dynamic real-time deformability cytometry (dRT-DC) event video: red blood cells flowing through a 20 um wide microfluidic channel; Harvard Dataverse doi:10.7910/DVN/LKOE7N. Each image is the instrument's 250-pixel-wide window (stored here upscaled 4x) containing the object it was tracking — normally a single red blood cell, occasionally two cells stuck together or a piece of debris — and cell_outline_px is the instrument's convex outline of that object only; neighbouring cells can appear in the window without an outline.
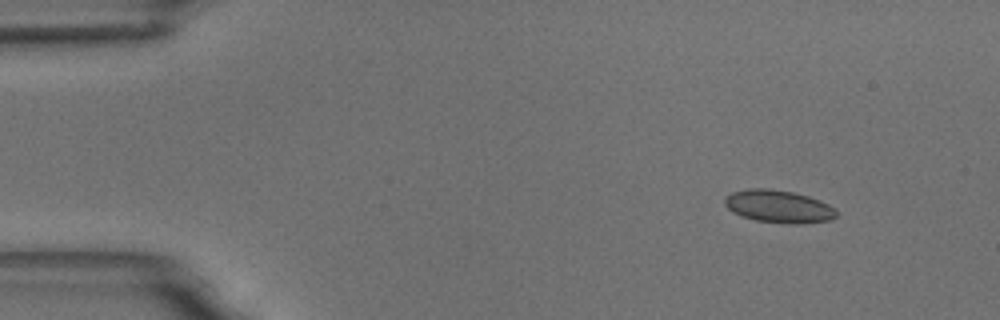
{"species": "common noctule bat (a hibernating species)", "species_latin": "Nyctalus noctula", "temperature_condition": "room temperature", "stored_images_in_passage": 53, "camera_frame_rate_fps": 3000, "um_per_image_px": 0.085, "animal": {"sex": "male", "body_mass_g": 18.8}, "frame": {"image": 1, "passage_image": 1, "time_ms": 0.0, "image_size_px": [1000, 320], "cell_outline_px": [[836, 216], [832, 220], [804, 224], [792, 224], [756, 220], [732, 212], [724, 204], [724, 196], [732, 192], [748, 188], [768, 188], [792, 192], [808, 196], [820, 200], [836, 208]], "centroid_in_image_um": [66.19, 17.54], "position_along_channel_um": 18.8, "area_um2": 21.39}}
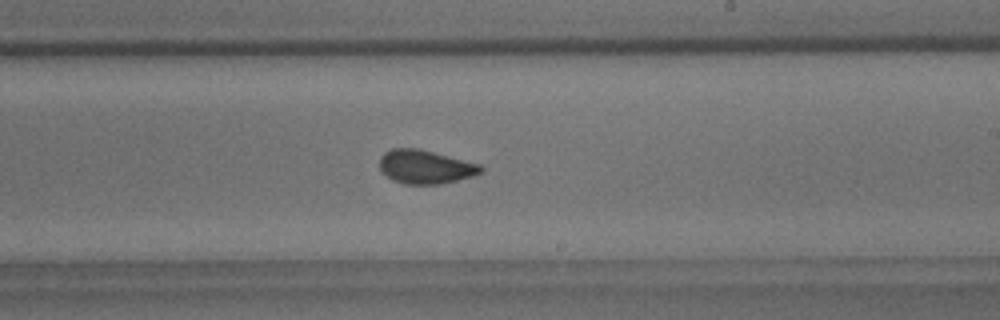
{"frame": {"image": 2, "passage_image": 29, "time_ms": 9.333, "image_size_px": [1000, 320], "cell_outline_px": [[484, 172], [472, 176], [440, 184], [404, 184], [392, 180], [380, 168], [380, 156], [384, 152], [392, 148], [420, 148], [480, 164], [484, 168]], "centroid_in_image_um": [36.17, 14.17], "position_along_channel_um": 252.8, "area_um2": 19.94}}
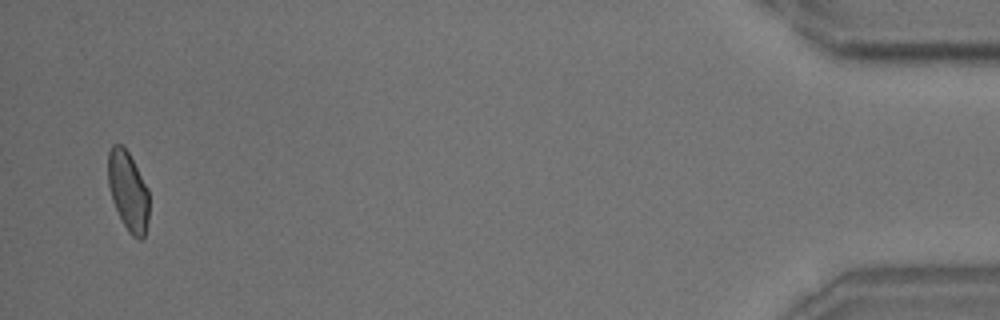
{"frame": {"image": 3, "passage_image": 51, "time_ms": 16.667, "image_size_px": [1000, 320], "cell_outline_px": [[148, 220], [144, 236], [140, 240], [132, 236], [128, 232], [112, 200], [108, 184], [108, 152], [112, 144], [120, 144], [128, 152], [148, 188]], "centroid_in_image_um": [10.88, 16.24], "position_along_channel_um": 424.3, "area_um2": 18.79}, "authors_computed_cell_mechanics": {"area_um2": 19.941, "velocity_mm_per_s": 3.4832, "shape_relaxation_time_tau1_ms": 3.8453, "shape_relaxation_time_tau2_ms": 0.9871, "deformation_change_tau1": 0.0877, "deformation_change_tau2": 0.0726}}